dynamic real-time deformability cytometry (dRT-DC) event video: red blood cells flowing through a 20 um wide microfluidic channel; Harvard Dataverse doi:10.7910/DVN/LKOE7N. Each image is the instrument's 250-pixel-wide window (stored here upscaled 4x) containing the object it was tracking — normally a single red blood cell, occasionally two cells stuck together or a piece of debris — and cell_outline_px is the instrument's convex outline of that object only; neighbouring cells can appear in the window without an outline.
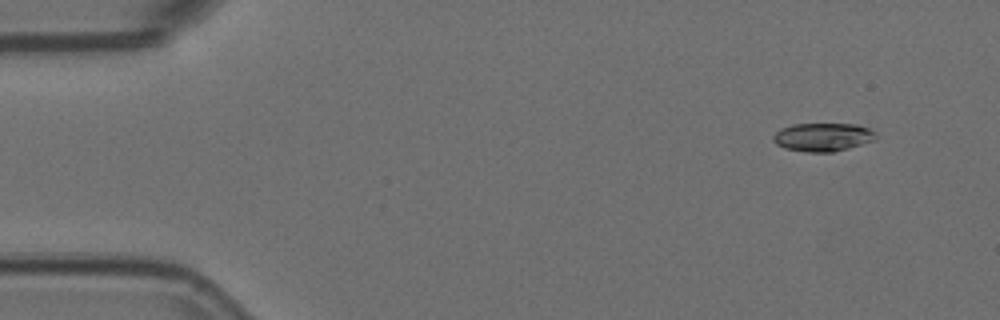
{"species": "Egyptian fruit bat (a non-hibernating species)", "species_latin": "Rousettus aegyptiacus", "temperature_condition": "room temperature", "stored_images_in_passage": 9, "camera_frame_rate_fps": 3000, "um_per_image_px": 0.085, "animal": {"sex": "female"}, "frame": {"image": 1, "passage_image": 1, "time_ms": 0.0, "image_size_px": [1000, 320], "cell_outline_px": [[876, 140], [848, 148], [832, 152], [804, 152], [784, 148], [776, 144], [772, 140], [772, 136], [780, 128], [792, 124], [856, 124], [868, 128], [876, 132]], "centroid_in_image_um": [69.92, 11.65], "position_along_channel_um": 15.1, "area_um2": 17.11}}
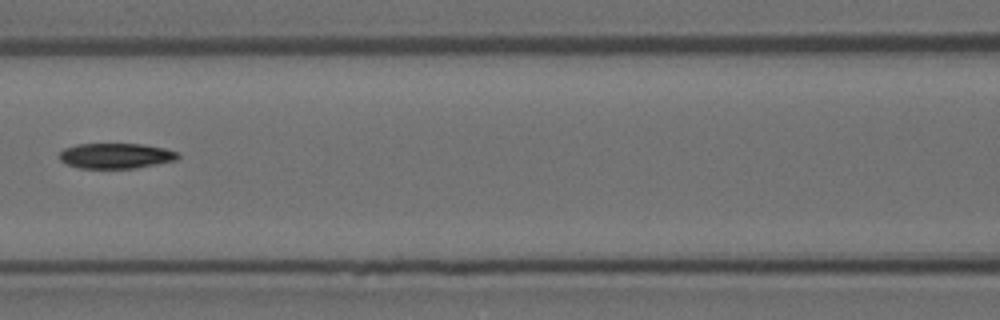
{"frame": {"image": 2, "passage_image": 6, "time_ms": 1.667, "image_size_px": [1000, 320], "cell_outline_px": [[180, 156], [176, 160], [136, 168], [76, 168], [60, 160], [60, 152], [64, 148], [76, 144], [144, 144], [164, 148], [176, 152]], "centroid_in_image_um": [9.83, 13.24], "position_along_channel_um": 156.8, "area_um2": 17.46}}
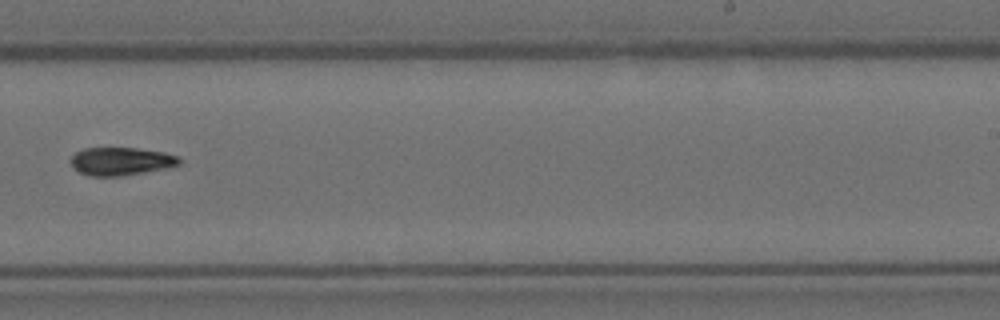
{"frame": {"image": 3, "passage_image": 9, "time_ms": 2.667, "image_size_px": [1000, 320], "cell_outline_px": [[180, 164], [164, 168], [144, 172], [120, 176], [88, 176], [80, 172], [68, 160], [76, 152], [84, 148], [136, 148], [164, 152], [180, 156]], "centroid_in_image_um": [10.28, 13.7], "position_along_channel_um": 278.7, "area_um2": 17.63}}